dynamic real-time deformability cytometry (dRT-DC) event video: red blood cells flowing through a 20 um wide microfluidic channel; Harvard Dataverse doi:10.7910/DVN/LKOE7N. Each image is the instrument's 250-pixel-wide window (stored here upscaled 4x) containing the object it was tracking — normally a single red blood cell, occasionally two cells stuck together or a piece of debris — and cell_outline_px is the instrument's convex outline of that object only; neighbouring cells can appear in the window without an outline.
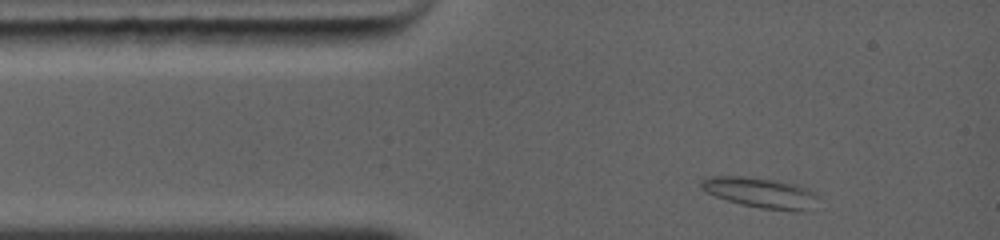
{"species": "common noctule bat (a hibernating species)", "species_latin": "Nyctalus noctula", "temperature_condition": "warm", "stored_images_in_passage": 11, "camera_frame_rate_fps": 5000, "um_per_image_px": 0.085, "animal": {"sex": "female", "body_mass_g": 19.0, "forearm_length_mm": 56.7}, "frame": {"image": 1, "passage_image": 1, "time_ms": 0.0, "image_size_px": [1000, 240], "cell_outline_px": [[820, 196], [800, 212], [760, 208], [740, 204], [716, 196], [700, 188], [700, 180], [708, 176], [744, 176], [776, 180], [796, 184], [808, 188], [816, 192]], "centroid_in_image_um": [64.61, 16.36], "position_along_channel_um": 20.4, "area_um2": 20.58}}
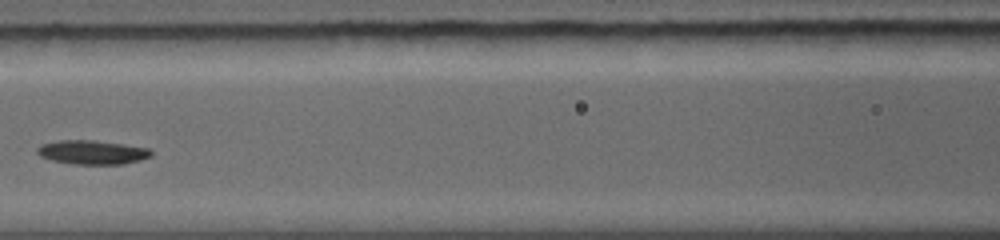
{"frame": {"image": 2, "passage_image": 5, "time_ms": 4.0, "image_size_px": [1000, 240], "cell_outline_px": [[152, 156], [140, 160], [124, 164], [72, 164], [52, 160], [40, 156], [36, 152], [36, 148], [40, 144], [56, 140], [96, 140], [124, 144], [148, 148], [152, 152]], "centroid_in_image_um": [7.81, 12.93], "position_along_channel_um": 158.8, "area_um2": 16.13}}
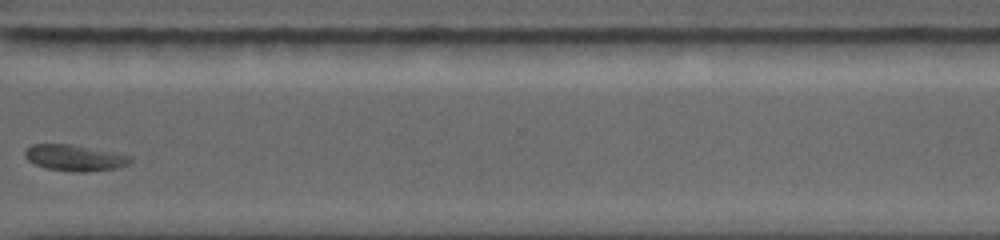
{"frame": {"image": 3, "passage_image": 10, "time_ms": 8.8, "image_size_px": [1000, 240], "cell_outline_px": [[132, 160], [128, 164], [116, 168], [88, 172], [72, 172], [48, 168], [36, 164], [28, 160], [24, 156], [24, 152], [32, 144], [68, 144], [132, 156]], "centroid_in_image_um": [6.34, 13.42], "position_along_channel_um": 364.3, "area_um2": 15.78}, "authors_computed_cell_mechanics": {"area_um2": 16.1262, "velocity_mm_per_s": 4.2678, "shape_relaxation_time_tau1_ms": 1.4424, "shape_relaxation_time_tau2_ms": 4.4703, "deformation_change_tau1": 0.0917, "deformation_change_tau2": 0.0602}}